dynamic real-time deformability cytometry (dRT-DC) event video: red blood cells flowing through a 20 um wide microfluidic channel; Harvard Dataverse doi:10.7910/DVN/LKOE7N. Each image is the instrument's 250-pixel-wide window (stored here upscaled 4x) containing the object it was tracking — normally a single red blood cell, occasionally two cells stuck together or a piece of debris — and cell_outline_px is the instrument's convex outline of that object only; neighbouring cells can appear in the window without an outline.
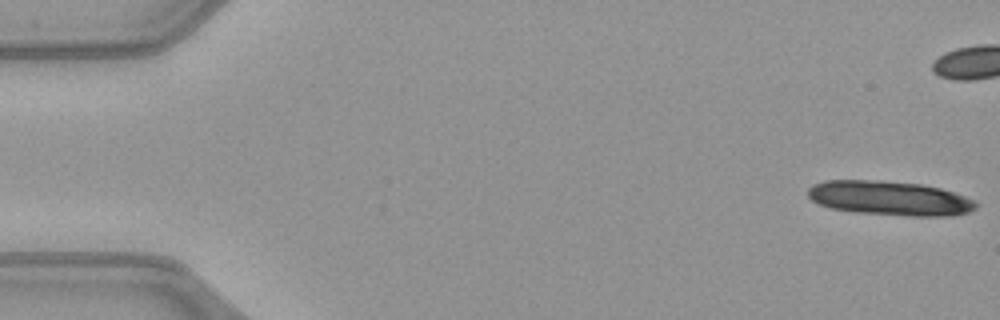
{"species": "common noctule bat (a hibernating species)", "species_latin": "Nyctalus noctula", "temperature_condition": "warm", "stored_images_in_passage": 14, "camera_frame_rate_fps": 3000, "um_per_image_px": 0.085, "animal": {"sex": "female", "body_mass_g": 21.9}, "frame": {"image": 1, "passage_image": 1, "time_ms": 0.0, "image_size_px": [1000, 320], "cell_outline_px": [[976, 208], [968, 212], [952, 216], [908, 216], [856, 212], [832, 208], [820, 204], [812, 200], [808, 196], [808, 188], [812, 184], [824, 180], [880, 180], [920, 184], [940, 188], [976, 200]], "centroid_in_image_um": [75.61, 16.84], "position_along_channel_um": 9.4, "area_um2": 33.7}}